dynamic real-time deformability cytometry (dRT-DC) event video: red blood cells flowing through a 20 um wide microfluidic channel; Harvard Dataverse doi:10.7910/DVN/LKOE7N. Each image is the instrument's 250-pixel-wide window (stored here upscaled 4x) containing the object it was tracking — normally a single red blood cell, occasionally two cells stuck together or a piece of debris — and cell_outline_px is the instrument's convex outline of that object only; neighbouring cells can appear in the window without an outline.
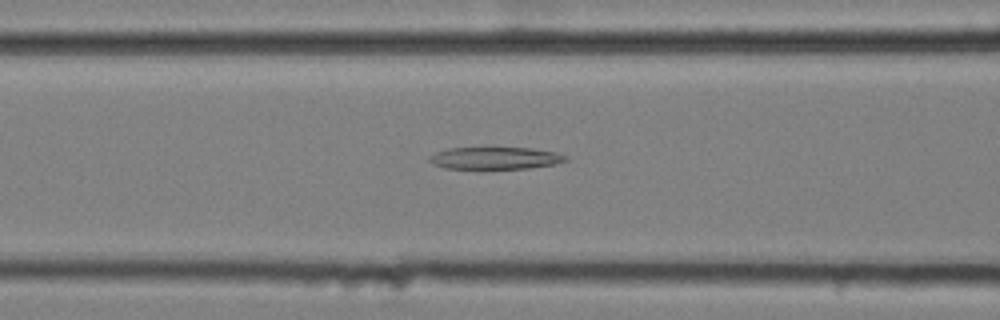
{"species": "common noctule bat (a hibernating species)", "species_latin": "Nyctalus noctula", "temperature_condition": "cold", "stored_images_in_passage": 40, "camera_frame_rate_fps": 3000, "um_per_image_px": 0.085, "animal": {"sex": "female", "body_mass_g": 25.1}, "frame": {"image": 1, "passage_image": 12, "time_ms": 3.667, "image_size_px": [1000, 320], "cell_outline_px": [[568, 160], [556, 164], [528, 168], [444, 168], [432, 164], [428, 160], [428, 156], [436, 152], [448, 148], [488, 144], [492, 144], [532, 148], [556, 152], [568, 156]], "centroid_in_image_um": [42.06, 13.37], "position_along_channel_um": 124.5, "area_um2": 18.84}}
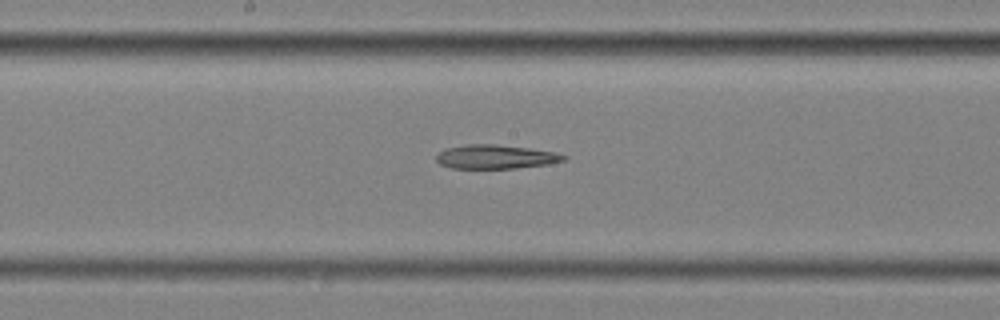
{"frame": {"image": 2, "passage_image": 19, "time_ms": 6.0, "image_size_px": [1000, 320], "cell_outline_px": [[568, 160], [548, 164], [516, 168], [452, 168], [440, 164], [436, 160], [436, 156], [444, 148], [464, 144], [496, 144], [528, 148], [552, 152], [568, 156]], "centroid_in_image_um": [42.11, 13.32], "position_along_channel_um": 206.1, "area_um2": 17.8}}
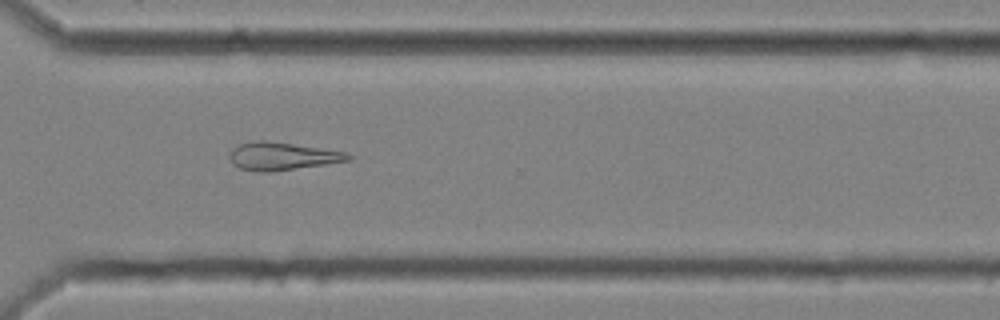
{"frame": {"image": 3, "passage_image": 31, "time_ms": 10.0, "image_size_px": [1000, 320], "cell_outline_px": [[352, 160], [272, 172], [260, 172], [240, 168], [232, 164], [228, 156], [232, 148], [240, 144], [256, 140], [264, 140], [348, 152], [352, 156]], "centroid_in_image_um": [23.97, 13.28], "position_along_channel_um": 346.6, "area_um2": 19.25}}